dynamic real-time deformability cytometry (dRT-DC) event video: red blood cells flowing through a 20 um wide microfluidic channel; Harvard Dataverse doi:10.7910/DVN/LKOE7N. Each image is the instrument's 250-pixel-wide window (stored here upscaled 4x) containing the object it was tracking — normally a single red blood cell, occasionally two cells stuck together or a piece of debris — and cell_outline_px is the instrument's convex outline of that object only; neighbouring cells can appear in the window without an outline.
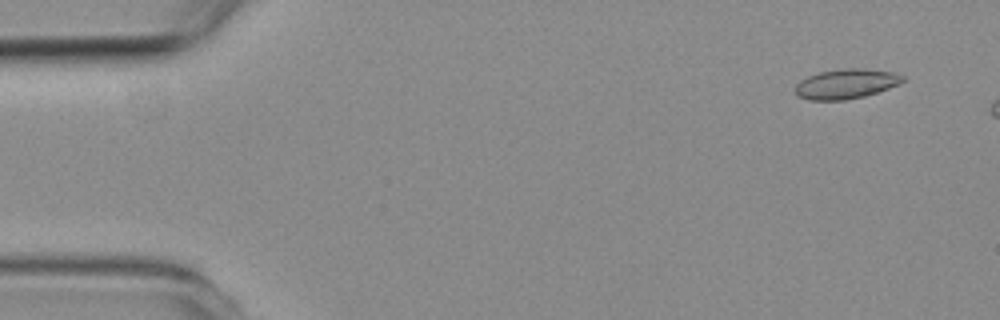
{"species": "common noctule bat (a hibernating species)", "species_latin": "Nyctalus noctula", "temperature_condition": "room temperature", "stored_images_in_passage": 3, "camera_frame_rate_fps": 3000, "um_per_image_px": 0.085, "animal": {"sex": "female", "body_mass_g": 19.3, "forearm_length_mm": 54.1}, "frame": {"image": 1, "passage_image": 1, "time_ms": 0.0, "image_size_px": [1000, 320], "cell_outline_px": [[904, 80], [900, 84], [864, 96], [844, 100], [808, 100], [796, 96], [796, 84], [800, 80], [808, 76], [820, 72], [848, 68], [860, 68], [892, 72], [904, 76]], "centroid_in_image_um": [71.89, 7.13], "position_along_channel_um": 13.1, "area_um2": 18.5}}